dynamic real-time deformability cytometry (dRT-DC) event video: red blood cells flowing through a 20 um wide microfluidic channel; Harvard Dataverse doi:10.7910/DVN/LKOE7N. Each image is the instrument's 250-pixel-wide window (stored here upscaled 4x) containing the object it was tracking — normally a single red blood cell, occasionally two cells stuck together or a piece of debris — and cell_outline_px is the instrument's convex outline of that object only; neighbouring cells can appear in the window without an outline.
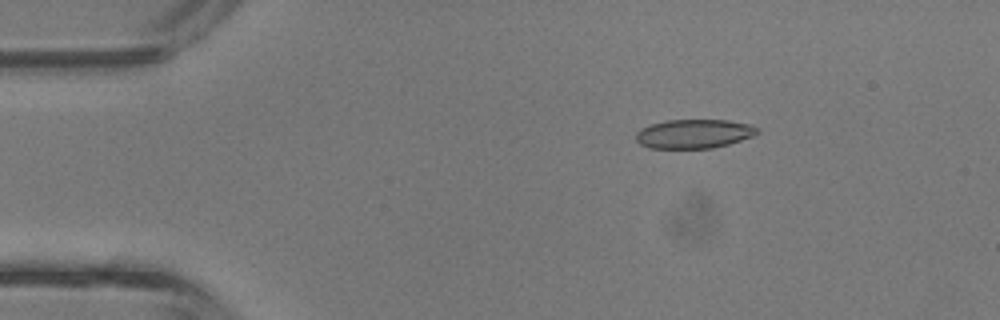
{"species": "common noctule bat (a hibernating species)", "species_latin": "Nyctalus noctula", "temperature_condition": "room temperature", "stored_images_in_passage": 2, "camera_frame_rate_fps": 3000, "um_per_image_px": 0.085, "animal": {"sex": "male", "body_mass_g": 13.3}, "frame": {"image": 1, "passage_image": 2, "time_ms": 0.333, "image_size_px": [1000, 320], "cell_outline_px": [[760, 132], [752, 136], [728, 144], [712, 148], [652, 148], [640, 144], [636, 140], [636, 132], [640, 128], [652, 124], [668, 120], [728, 120], [748, 124], [760, 128]], "centroid_in_image_um": [58.99, 11.37], "position_along_channel_um": 26.0, "area_um2": 20.46}}